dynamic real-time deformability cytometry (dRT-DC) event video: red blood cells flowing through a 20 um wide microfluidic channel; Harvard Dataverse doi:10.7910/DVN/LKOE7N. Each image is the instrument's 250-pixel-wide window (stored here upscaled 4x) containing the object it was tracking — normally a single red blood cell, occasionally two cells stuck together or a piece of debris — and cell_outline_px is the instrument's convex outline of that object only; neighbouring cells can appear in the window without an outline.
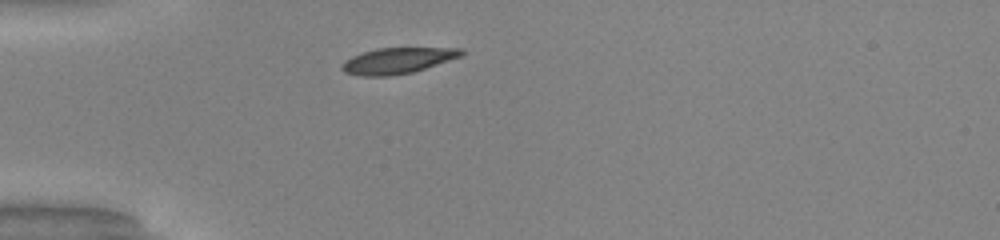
{"species": "common noctule bat (a hibernating species)", "species_latin": "Nyctalus noctula", "temperature_condition": "warm", "stored_images_in_passage": 29, "camera_frame_rate_fps": 3000, "um_per_image_px": 0.085, "animal": {"sex": "male", "body_mass_g": 20.0, "forearm_length_mm": 53.3}, "frame": {"image": 1, "passage_image": 1, "time_ms": 0.0, "image_size_px": [1000, 240], "cell_outline_px": [[464, 56], [412, 72], [388, 76], [360, 76], [344, 72], [340, 68], [340, 64], [344, 60], [352, 56], [376, 48], [464, 48]], "centroid_in_image_um": [33.79, 5.15], "position_along_channel_um": 51.2, "area_um2": 18.15}}
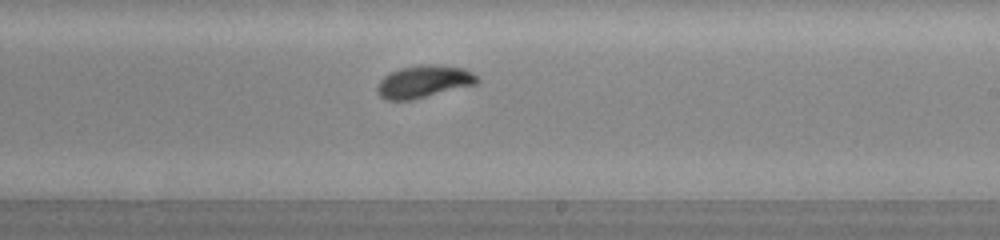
{"frame": {"image": 2, "passage_image": 17, "time_ms": 5.333, "image_size_px": [1000, 240], "cell_outline_px": [[480, 80], [476, 84], [412, 100], [384, 100], [376, 92], [376, 88], [380, 80], [384, 76], [400, 68], [420, 64], [432, 64], [464, 68], [476, 76]], "centroid_in_image_um": [35.99, 6.94], "position_along_channel_um": 253.0, "area_um2": 18.84}}
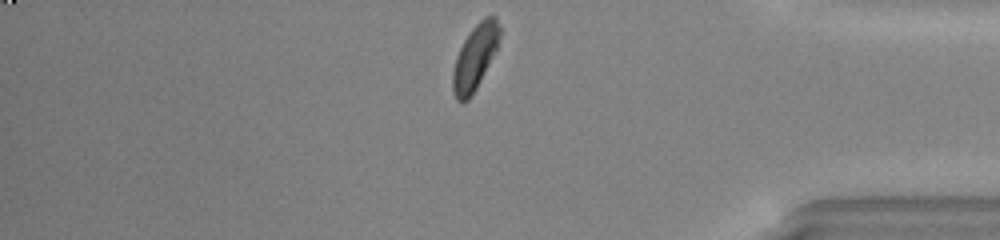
{"frame": {"image": 3, "passage_image": 29, "time_ms": 9.333, "image_size_px": [1000, 240], "cell_outline_px": [[500, 36], [496, 48], [472, 96], [468, 100], [460, 104], [456, 100], [452, 92], [452, 72], [456, 56], [464, 40], [472, 28], [484, 16], [496, 16], [500, 28]], "centroid_in_image_um": [40.33, 4.89], "position_along_channel_um": 394.9, "area_um2": 17.63}, "authors_computed_cell_mechanics": {"area_um2": 18.5538, "velocity_mm_per_s": 4.1006, "shape_relaxation_time_tau1_ms": 2.1309, "shape_relaxation_time_tau2_ms": 0.6327, "deformation_change_tau1": 0.1492, "deformation_change_tau2": 0.0455}}